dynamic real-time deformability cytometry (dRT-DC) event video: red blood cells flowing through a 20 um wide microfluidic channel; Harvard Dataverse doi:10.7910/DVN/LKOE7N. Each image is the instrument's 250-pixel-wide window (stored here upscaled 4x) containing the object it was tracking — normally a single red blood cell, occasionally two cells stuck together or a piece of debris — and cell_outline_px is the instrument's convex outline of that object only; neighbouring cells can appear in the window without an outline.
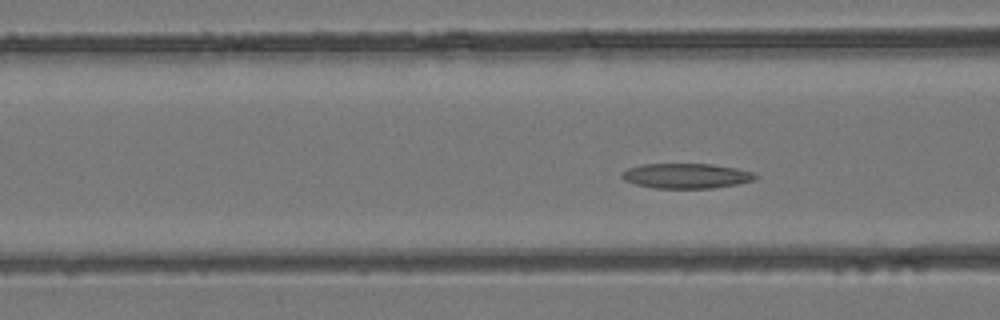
{"species": "common noctule bat (a hibernating species)", "species_latin": "Nyctalus noctula", "temperature_condition": "room temperature", "stored_images_in_passage": 4, "camera_frame_rate_fps": 3000, "um_per_image_px": 0.085, "animal": {"sex": "female", "body_mass_g": 24.6, "forearm_length_mm": 56.2}, "frame": {"image": 1, "passage_image": 4, "time_ms": 1.0, "image_size_px": [1000, 320], "cell_outline_px": [[760, 176], [756, 180], [736, 184], [712, 188], [656, 188], [636, 184], [624, 180], [620, 176], [628, 168], [644, 164], [712, 164], [736, 168], [752, 172]], "centroid_in_image_um": [58.37, 14.95], "position_along_channel_um": 108.2, "area_um2": 19.36}}